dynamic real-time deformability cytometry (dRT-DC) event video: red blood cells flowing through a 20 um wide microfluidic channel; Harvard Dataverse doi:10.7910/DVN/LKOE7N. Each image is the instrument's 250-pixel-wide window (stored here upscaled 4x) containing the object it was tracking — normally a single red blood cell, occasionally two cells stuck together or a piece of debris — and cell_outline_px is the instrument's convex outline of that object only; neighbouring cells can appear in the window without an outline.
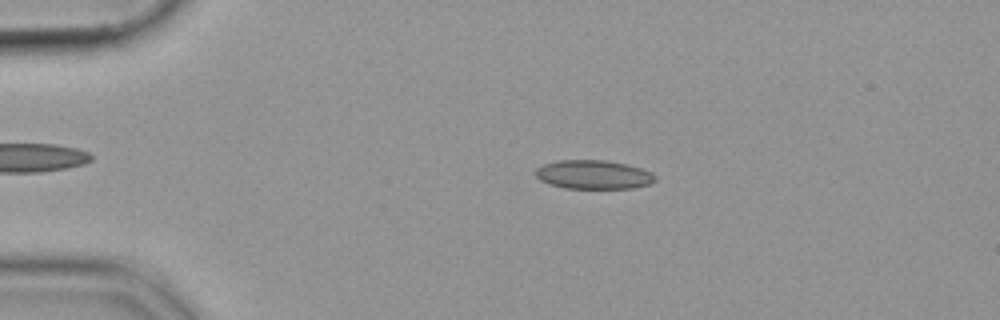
{"species": "common noctule bat (a hibernating species)", "species_latin": "Nyctalus noctula", "temperature_condition": "cold", "stored_images_in_passage": 51, "camera_frame_rate_fps": 3000, "um_per_image_px": 0.085, "animal": {"sex": "female", "body_mass_g": 19.9}, "frame": {"image": 1, "passage_image": 9, "time_ms": 2.667, "image_size_px": [1000, 320], "cell_outline_px": [[656, 180], [648, 184], [632, 188], [564, 188], [540, 180], [536, 176], [536, 168], [544, 164], [556, 160], [604, 160], [628, 164], [652, 172], [656, 176]], "centroid_in_image_um": [50.46, 14.83], "position_along_channel_um": 34.5, "area_um2": 20.06}}
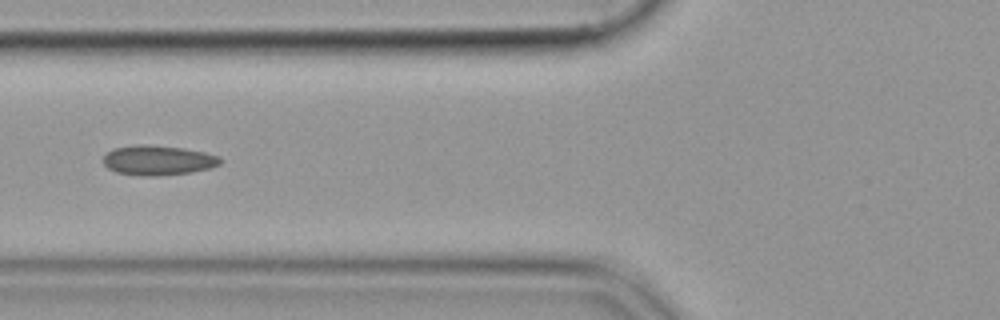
{"frame": {"image": 2, "passage_image": 19, "time_ms": 6.0, "image_size_px": [1000, 320], "cell_outline_px": [[220, 164], [208, 168], [188, 172], [156, 176], [152, 176], [116, 172], [108, 168], [104, 164], [104, 156], [112, 148], [136, 144], [144, 144], [184, 148], [204, 152], [220, 156]], "centroid_in_image_um": [13.41, 13.6], "position_along_channel_um": 112.4, "area_um2": 20.06}}
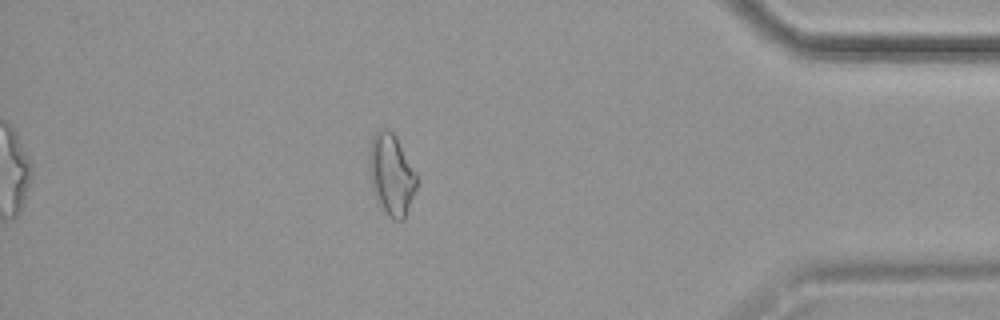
{"frame": {"image": 3, "passage_image": 45, "time_ms": 14.667, "image_size_px": [1000, 320], "cell_outline_px": [[416, 188], [404, 220], [392, 220], [380, 208], [372, 188], [368, 168], [368, 152], [372, 136], [380, 128], [388, 128], [396, 136], [416, 176]], "centroid_in_image_um": [33.22, 14.84], "position_along_channel_um": 402.0, "area_um2": 22.54}}